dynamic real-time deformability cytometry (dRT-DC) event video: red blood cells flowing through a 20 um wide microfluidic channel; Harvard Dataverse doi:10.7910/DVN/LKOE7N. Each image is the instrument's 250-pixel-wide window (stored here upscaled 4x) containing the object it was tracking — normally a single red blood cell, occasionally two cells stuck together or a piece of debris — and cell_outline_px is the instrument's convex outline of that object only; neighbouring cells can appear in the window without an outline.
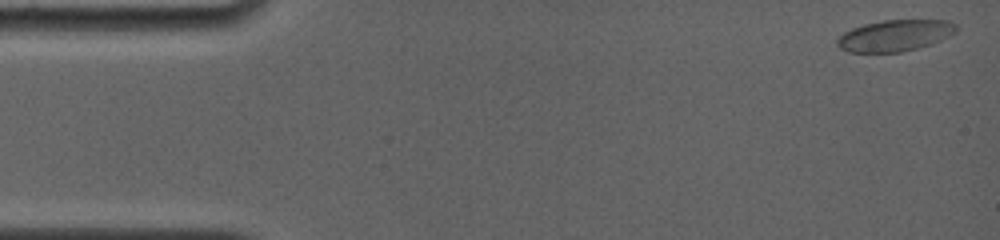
{"species": "common noctule bat (a hibernating species)", "species_latin": "Nyctalus noctula", "temperature_condition": "room temperature", "stored_images_in_passage": 25, "camera_frame_rate_fps": 4000, "um_per_image_px": 0.085, "animal": {"sex": "female", "body_mass_g": 19.0, "forearm_length_mm": 56.7}, "frame": {"image": 1, "passage_image": 1, "time_ms": 0.0, "image_size_px": [1000, 240], "cell_outline_px": [[956, 32], [932, 44], [900, 52], [848, 52], [840, 48], [836, 44], [836, 40], [844, 32], [852, 28], [864, 24], [884, 20], [948, 20], [956, 24]], "centroid_in_image_um": [76.05, 3.02], "position_along_channel_um": 8.9, "area_um2": 21.68}}
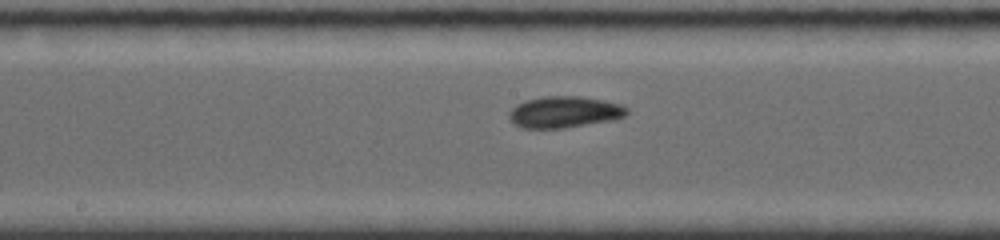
{"frame": {"image": 2, "passage_image": 15, "time_ms": 8.25, "image_size_px": [1000, 240], "cell_outline_px": [[628, 112], [624, 116], [616, 120], [564, 128], [524, 128], [512, 124], [508, 116], [508, 112], [516, 104], [528, 100], [544, 96], [580, 96], [604, 100], [620, 104], [628, 108]], "centroid_in_image_um": [47.97, 9.53], "position_along_channel_um": 200.2, "area_um2": 21.79}}
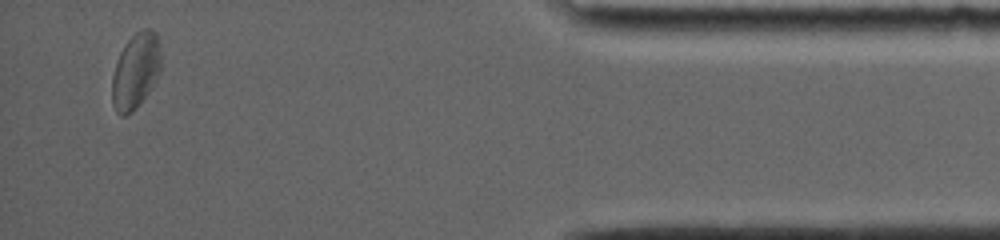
{"frame": {"image": 3, "passage_image": 25, "time_ms": 15.5, "image_size_px": [1000, 240], "cell_outline_px": [[160, 72], [148, 92], [136, 108], [132, 112], [124, 116], [120, 116], [116, 112], [112, 104], [112, 76], [116, 60], [120, 52], [128, 40], [136, 32], [144, 28], [152, 28], [156, 32], [160, 44]], "centroid_in_image_um": [11.52, 6.02], "position_along_channel_um": 423.7, "area_um2": 21.68}, "authors_computed_cell_mechanics": {"area_um2": 20.7502, "velocity_mm_per_s": 3.7287, "shape_relaxation_time_tau1_ms": 2.8636, "shape_relaxation_time_tau2_ms": 1.4006, "deformation_change_tau1": 0.108, "deformation_change_tau2": 0.0491}}